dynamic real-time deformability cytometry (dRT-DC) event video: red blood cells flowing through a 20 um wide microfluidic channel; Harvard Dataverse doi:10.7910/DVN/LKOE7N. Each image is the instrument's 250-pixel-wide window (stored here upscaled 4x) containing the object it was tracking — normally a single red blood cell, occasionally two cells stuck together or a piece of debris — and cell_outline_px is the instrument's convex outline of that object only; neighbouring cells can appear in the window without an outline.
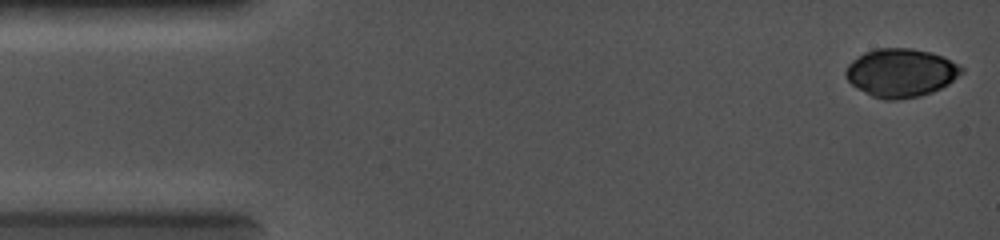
{"species": "common noctule bat (a hibernating species)", "species_latin": "Nyctalus noctula", "temperature_condition": "cold", "stored_images_in_passage": 9, "camera_frame_rate_fps": 5000, "um_per_image_px": 0.085, "animal": {"sex": "female", "body_mass_g": 19.0, "forearm_length_mm": 56.7}, "frame": {"image": 1, "passage_image": 1, "time_ms": 0.0, "image_size_px": [1000, 240], "cell_outline_px": [[964, 72], [948, 84], [932, 92], [920, 96], [896, 100], [884, 100], [872, 96], [864, 92], [852, 84], [844, 76], [844, 72], [848, 64], [852, 60], [864, 52], [876, 48], [912, 48], [932, 52], [944, 56], [964, 68]], "centroid_in_image_um": [76.57, 6.18], "position_along_channel_um": 8.4, "area_um2": 32.89}}